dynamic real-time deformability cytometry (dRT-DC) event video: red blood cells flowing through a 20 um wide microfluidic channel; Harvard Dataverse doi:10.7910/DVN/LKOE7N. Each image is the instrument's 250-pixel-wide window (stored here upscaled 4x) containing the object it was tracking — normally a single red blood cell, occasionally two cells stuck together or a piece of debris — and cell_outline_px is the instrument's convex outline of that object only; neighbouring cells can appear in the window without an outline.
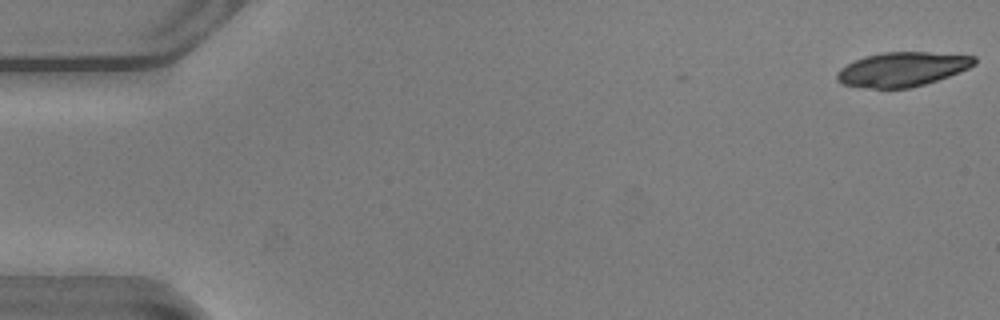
{"species": "common noctule bat (a hibernating species)", "species_latin": "Nyctalus noctula", "temperature_condition": "warm", "stored_images_in_passage": 8, "camera_frame_rate_fps": 3000, "um_per_image_px": 0.085, "animal": {"sex": "male", "body_mass_g": 20.5, "forearm_length_mm": 52.5}, "frame": {"image": 1, "passage_image": 1, "time_ms": 0.0, "image_size_px": [1000, 320], "cell_outline_px": [[976, 64], [960, 72], [924, 84], [908, 88], [876, 88], [844, 84], [836, 80], [836, 72], [840, 68], [864, 56], [880, 52], [928, 52], [976, 56]], "centroid_in_image_um": [76.7, 5.87], "position_along_channel_um": 8.3, "area_um2": 27.28}}